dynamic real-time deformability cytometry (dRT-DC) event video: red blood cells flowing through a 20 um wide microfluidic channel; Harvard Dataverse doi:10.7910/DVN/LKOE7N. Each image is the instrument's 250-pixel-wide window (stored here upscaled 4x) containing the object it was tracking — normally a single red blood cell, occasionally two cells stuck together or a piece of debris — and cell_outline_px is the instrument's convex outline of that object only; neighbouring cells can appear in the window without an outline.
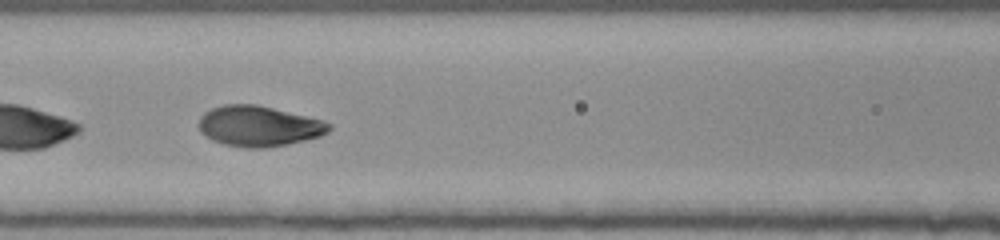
{"species": "human", "species_latin": "Homo sapiens", "temperature_condition": "room temperature", "stored_images_in_passage": 36, "segment_of_instrument_passage": [2, 2], "camera_frame_rate_fps": 3000, "um_per_image_px": 0.085, "donor": {"sex": "female"}, "frame": {"image": 1, "passage_image": 24, "time_ms": 7.667, "image_size_px": [1000, 240], "cell_outline_px": [[332, 128], [328, 132], [320, 136], [288, 144], [264, 148], [244, 148], [224, 144], [212, 140], [200, 132], [200, 116], [204, 112], [212, 108], [224, 104], [256, 104], [320, 120], [332, 124]], "centroid_in_image_um": [21.97, 10.73], "position_along_channel_um": 144.6, "area_um2": 30.52}}
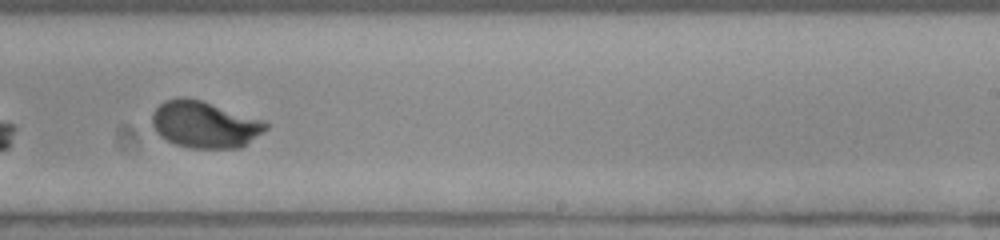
{"frame": {"image": 2, "passage_image": 34, "time_ms": 11.0, "image_size_px": [1000, 240], "cell_outline_px": [[268, 128], [240, 148], [188, 148], [176, 144], [160, 136], [156, 132], [152, 124], [152, 112], [164, 100], [180, 96], [184, 96], [200, 100], [264, 120], [268, 124]], "centroid_in_image_um": [17.37, 10.57], "position_along_channel_um": 271.6, "area_um2": 30.92}}